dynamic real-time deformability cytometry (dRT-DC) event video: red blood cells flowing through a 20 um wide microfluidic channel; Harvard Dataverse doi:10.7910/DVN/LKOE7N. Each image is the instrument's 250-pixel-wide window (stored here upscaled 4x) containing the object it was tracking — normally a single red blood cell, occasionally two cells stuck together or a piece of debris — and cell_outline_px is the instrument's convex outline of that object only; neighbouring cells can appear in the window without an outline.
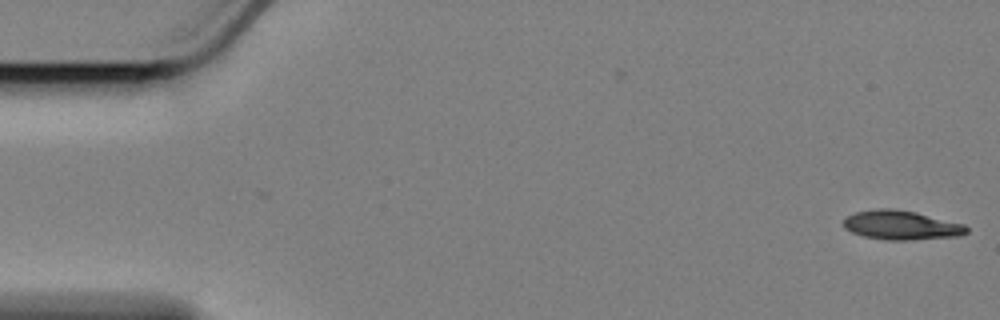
{"species": "Egyptian fruit bat (a non-hibernating species)", "species_latin": "Rousettus aegyptiacus", "temperature_condition": "cold", "stored_images_in_passage": 59, "camera_frame_rate_fps": 3000, "um_per_image_px": 0.085, "animal": {"sex": "female"}, "frame": {"image": 1, "passage_image": 1, "time_ms": 0.0, "image_size_px": [1000, 320], "cell_outline_px": [[968, 232], [960, 236], [908, 240], [888, 240], [864, 236], [852, 232], [844, 228], [844, 220], [848, 216], [856, 212], [880, 208], [888, 208], [916, 212], [964, 224], [968, 228]], "centroid_in_image_um": [76.63, 19.14], "position_along_channel_um": 8.4, "area_um2": 20.75}}
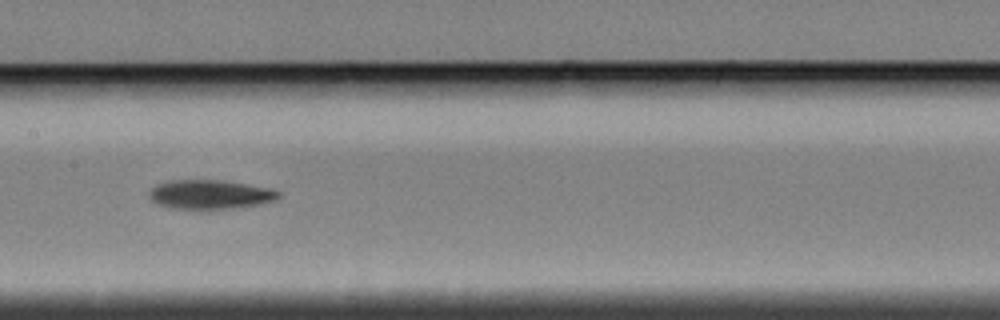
{"frame": {"image": 2, "passage_image": 28, "time_ms": 9.0, "image_size_px": [1000, 320], "cell_outline_px": [[280, 196], [276, 200], [260, 204], [240, 208], [168, 208], [156, 204], [148, 196], [148, 192], [156, 184], [168, 180], [224, 180], [272, 188], [280, 192]], "centroid_in_image_um": [17.86, 16.52], "position_along_channel_um": 189.5, "area_um2": 22.2}}
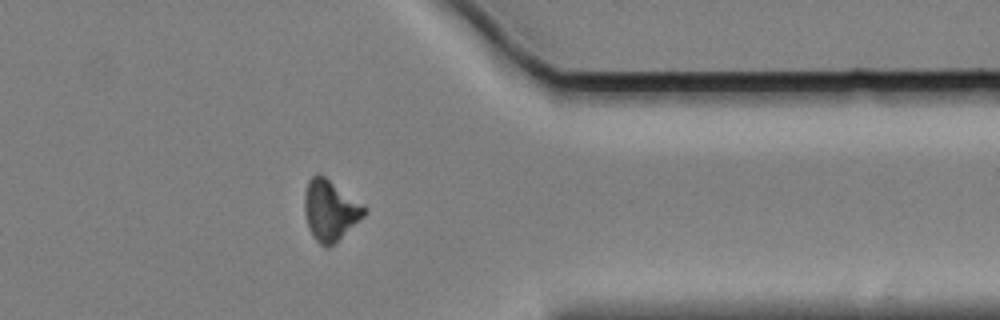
{"frame": {"image": 3, "passage_image": 46, "time_ms": 15.0, "image_size_px": [1000, 320], "cell_outline_px": [[368, 212], [364, 216], [328, 248], [324, 248], [312, 236], [308, 228], [304, 212], [304, 196], [308, 180], [312, 176], [324, 176], [364, 204], [368, 208]], "centroid_in_image_um": [28.07, 17.89], "position_along_channel_um": 383.3, "area_um2": 21.04}, "authors_computed_cell_mechanics": {"area_um2": 21.5594, "velocity_mm_per_s": 3.4195, "shape_relaxation_time_tau1_ms": 4.4681, "shape_relaxation_time_tau2_ms": null, "deformation_change_tau1": 0.1237, "deformation_change_tau2": null}}